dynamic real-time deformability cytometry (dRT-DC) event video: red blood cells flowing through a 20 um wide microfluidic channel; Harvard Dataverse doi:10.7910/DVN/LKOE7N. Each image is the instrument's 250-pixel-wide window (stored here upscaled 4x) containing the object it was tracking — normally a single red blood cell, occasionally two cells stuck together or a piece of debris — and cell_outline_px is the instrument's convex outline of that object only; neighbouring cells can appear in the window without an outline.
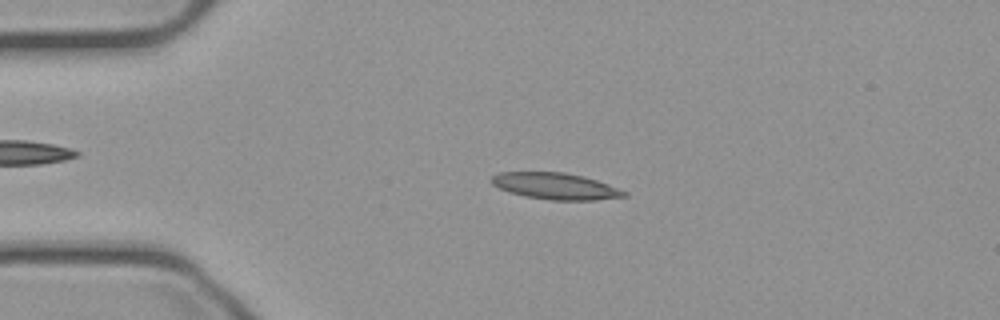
{"species": "common noctule bat (a hibernating species)", "species_latin": "Nyctalus noctula", "temperature_condition": "cold", "stored_images_in_passage": 55, "camera_frame_rate_fps": 3000, "um_per_image_px": 0.085, "animal": {"sex": "male", "body_mass_g": 23.1, "forearm_length_mm": 52.7}, "frame": {"image": 1, "passage_image": 12, "time_ms": 3.667, "image_size_px": [1000, 320], "cell_outline_px": [[628, 196], [596, 200], [552, 200], [524, 196], [500, 188], [492, 184], [488, 180], [492, 176], [500, 172], [564, 172], [596, 180], [608, 184], [628, 192]], "centroid_in_image_um": [47.22, 15.82], "position_along_channel_um": 37.8, "area_um2": 20.35}}
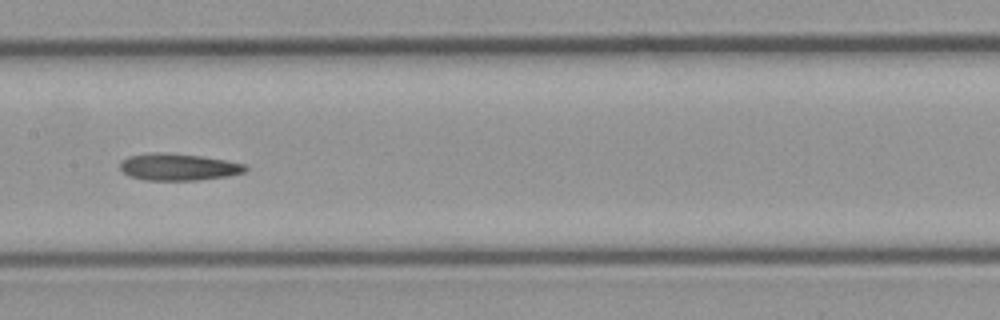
{"frame": {"image": 2, "passage_image": 27, "time_ms": 8.667, "image_size_px": [1000, 320], "cell_outline_px": [[248, 168], [244, 172], [228, 176], [200, 180], [144, 180], [128, 176], [120, 168], [120, 160], [128, 156], [152, 152], [160, 152], [200, 156], [224, 160], [244, 164]], "centroid_in_image_um": [15.11, 14.2], "position_along_channel_um": 192.3, "area_um2": 19.65}}
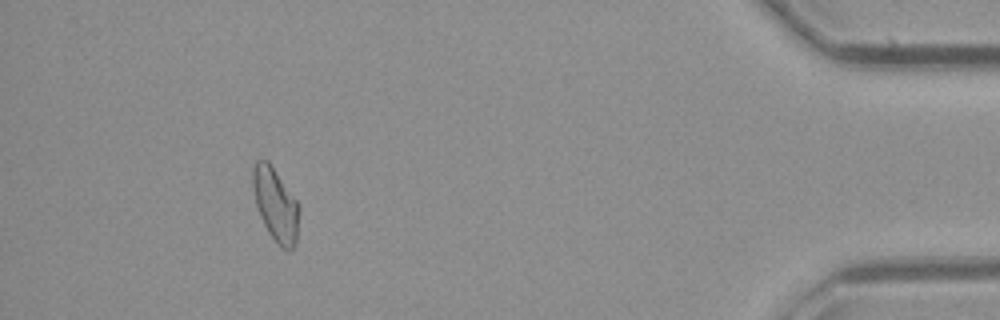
{"frame": {"image": 3, "passage_image": 50, "time_ms": 16.333, "image_size_px": [1000, 320], "cell_outline_px": [[300, 208], [296, 244], [288, 252], [280, 248], [268, 232], [260, 216], [256, 204], [252, 188], [252, 168], [256, 160], [268, 160], [300, 204]], "centroid_in_image_um": [23.44, 17.4], "position_along_channel_um": 411.8, "area_um2": 20.11}}